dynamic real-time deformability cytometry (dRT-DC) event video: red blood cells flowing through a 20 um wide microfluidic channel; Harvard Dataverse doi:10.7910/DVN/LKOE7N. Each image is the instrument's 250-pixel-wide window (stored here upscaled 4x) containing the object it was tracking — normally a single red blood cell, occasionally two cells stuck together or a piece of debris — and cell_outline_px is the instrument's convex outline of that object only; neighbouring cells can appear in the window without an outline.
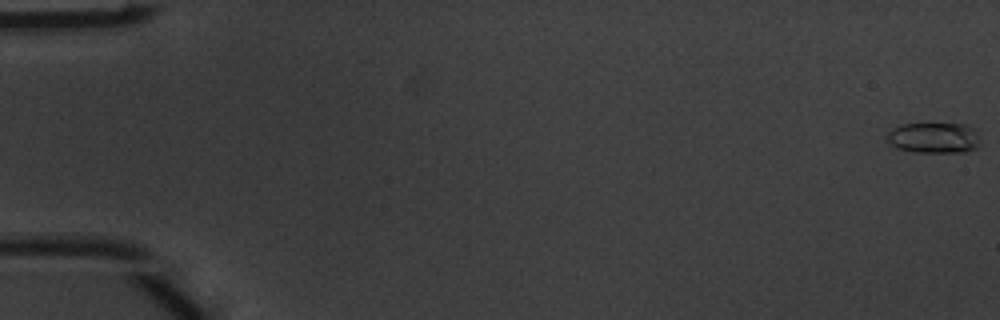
{"species": "common noctule bat (a hibernating species)", "species_latin": "Nyctalus noctula", "temperature_condition": "warm", "stored_images_in_passage": 6, "camera_frame_rate_fps": 3000, "um_per_image_px": 0.085, "animal": {"sex": "male", "body_mass_g": 20.1, "forearm_length_mm": 53.5}, "frame": {"image": 1, "passage_image": 1, "time_ms": 0.0, "image_size_px": [1000, 320], "cell_outline_px": [[976, 148], [964, 152], [912, 152], [896, 148], [888, 140], [888, 132], [892, 128], [900, 124], [968, 124], [972, 128], [976, 140]], "centroid_in_image_um": [79.3, 11.71], "position_along_channel_um": 5.7, "area_um2": 16.3}}